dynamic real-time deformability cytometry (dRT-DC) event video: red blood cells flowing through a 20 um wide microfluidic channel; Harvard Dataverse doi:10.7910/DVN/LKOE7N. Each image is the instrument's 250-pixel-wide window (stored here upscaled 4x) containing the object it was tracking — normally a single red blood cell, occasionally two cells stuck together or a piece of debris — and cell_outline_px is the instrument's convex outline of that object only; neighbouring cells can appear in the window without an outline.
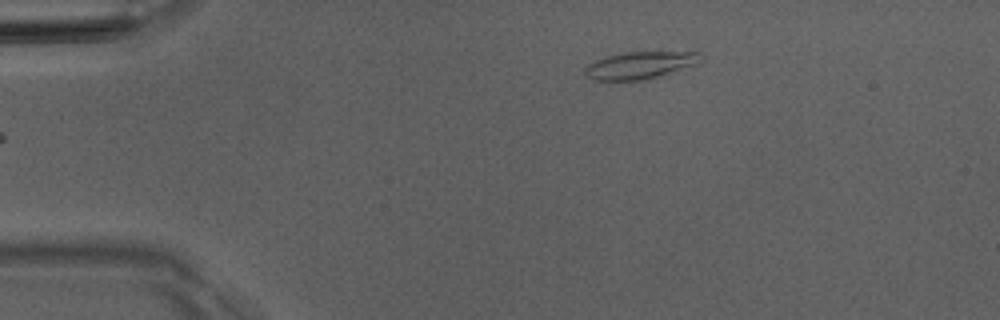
{"species": "Egyptian fruit bat (a non-hibernating species)", "species_latin": "Rousettus aegyptiacus", "temperature_condition": "room temperature", "stored_images_in_passage": 5, "camera_frame_rate_fps": 3000, "um_per_image_px": 0.085, "animal": {"sex": "male"}, "frame": {"image": 1, "passage_image": 1, "time_ms": 0.0, "image_size_px": [1000, 320], "cell_outline_px": [[700, 52], [692, 64], [648, 80], [592, 80], [584, 76], [584, 68], [588, 64], [604, 56], [624, 52]], "centroid_in_image_um": [54.2, 5.56], "position_along_channel_um": 30.8, "area_um2": 17.92}}